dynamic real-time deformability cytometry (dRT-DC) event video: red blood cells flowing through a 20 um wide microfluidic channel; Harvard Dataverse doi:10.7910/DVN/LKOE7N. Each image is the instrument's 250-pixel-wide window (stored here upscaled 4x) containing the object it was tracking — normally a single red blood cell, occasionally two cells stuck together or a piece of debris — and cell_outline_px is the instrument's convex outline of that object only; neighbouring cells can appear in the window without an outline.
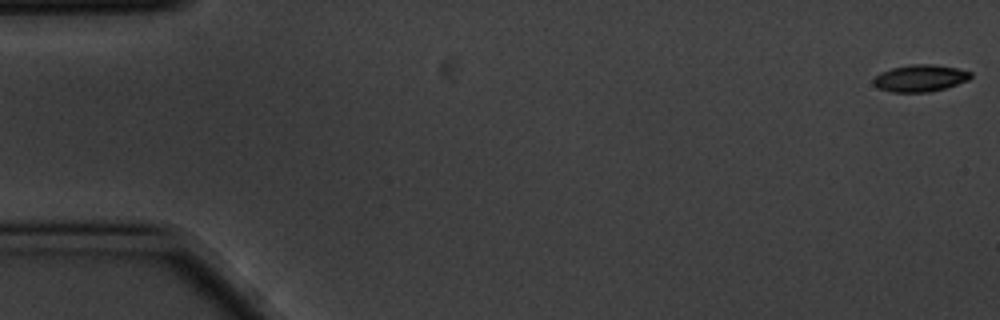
{"species": "common noctule bat (a hibernating species)", "species_latin": "Nyctalus noctula", "temperature_condition": "cold", "stored_images_in_passage": 15, "camera_frame_rate_fps": 3000, "um_per_image_px": 0.085, "animal": {"sex": "male", "body_mass_g": 20.1, "forearm_length_mm": 53.5}, "frame": {"image": 1, "passage_image": 1, "time_ms": 0.0, "image_size_px": [1000, 320], "cell_outline_px": [[972, 76], [968, 80], [944, 88], [928, 92], [892, 92], [876, 88], [872, 84], [872, 80], [880, 72], [892, 68], [908, 64], [936, 64], [956, 68], [972, 72]], "centroid_in_image_um": [78.17, 6.64], "position_along_channel_um": 6.8, "area_um2": 15.37}}
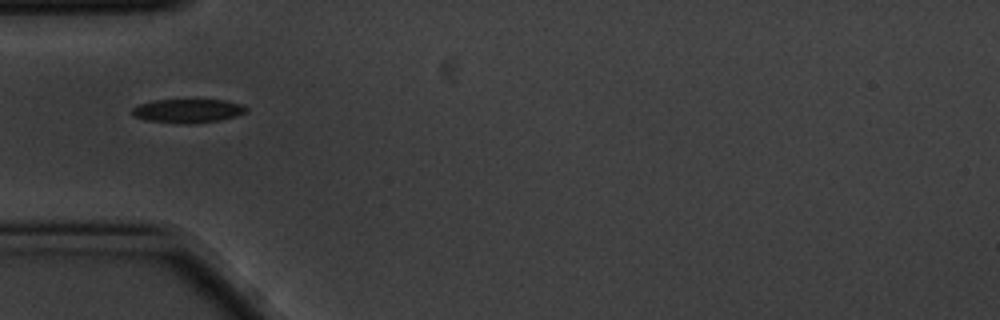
{"frame": {"image": 2, "passage_image": 5, "time_ms": 1.333, "image_size_px": [1000, 320], "cell_outline_px": [[248, 112], [236, 116], [220, 120], [192, 124], [176, 124], [144, 120], [132, 116], [132, 108], [140, 104], [152, 100], [196, 96], [224, 100], [244, 104], [248, 108]], "centroid_in_image_um": [15.99, 9.37], "position_along_channel_um": 69.0, "area_um2": 17.22}}
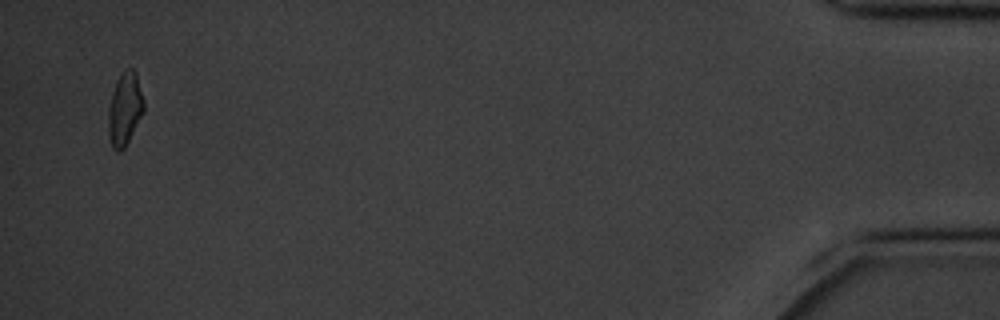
{"frame": {"image": 3, "passage_image": 15, "time_ms": 4.667, "image_size_px": [1000, 320], "cell_outline_px": [[144, 112], [124, 148], [120, 152], [116, 152], [112, 148], [108, 136], [108, 108], [112, 92], [116, 80], [128, 68], [132, 68], [136, 72], [144, 100]], "centroid_in_image_um": [10.6, 9.29], "position_along_channel_um": 424.6, "area_um2": 15.2}}